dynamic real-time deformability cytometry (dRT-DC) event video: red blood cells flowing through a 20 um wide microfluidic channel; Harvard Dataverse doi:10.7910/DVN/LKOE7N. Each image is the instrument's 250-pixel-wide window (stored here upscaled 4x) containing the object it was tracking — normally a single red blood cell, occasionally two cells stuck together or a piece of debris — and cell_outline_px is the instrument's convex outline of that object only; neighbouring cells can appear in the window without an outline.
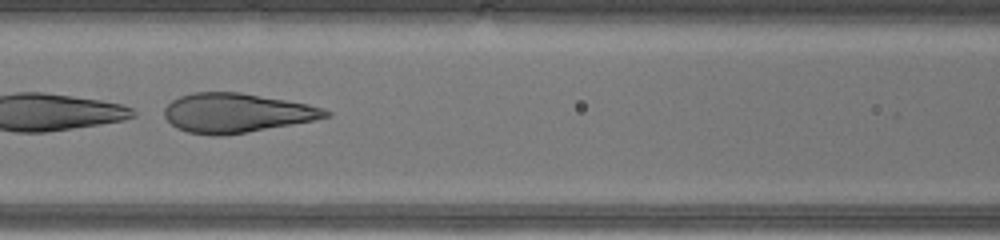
{"species": "human", "species_latin": "Homo sapiens", "temperature_condition": "warm", "stored_images_in_passage": 14, "camera_frame_rate_fps": 3000, "um_per_image_px": 0.085, "donor": {"sex": "male"}, "frame": {"image": 1, "passage_image": 8, "time_ms": 2.333, "image_size_px": [1000, 240], "cell_outline_px": [[332, 116], [292, 124], [220, 136], [212, 136], [188, 132], [176, 128], [164, 116], [164, 108], [172, 100], [180, 96], [192, 92], [240, 92], [308, 104], [324, 108], [332, 112]], "centroid_in_image_um": [20.09, 9.59], "position_along_channel_um": 146.5, "area_um2": 36.76}}